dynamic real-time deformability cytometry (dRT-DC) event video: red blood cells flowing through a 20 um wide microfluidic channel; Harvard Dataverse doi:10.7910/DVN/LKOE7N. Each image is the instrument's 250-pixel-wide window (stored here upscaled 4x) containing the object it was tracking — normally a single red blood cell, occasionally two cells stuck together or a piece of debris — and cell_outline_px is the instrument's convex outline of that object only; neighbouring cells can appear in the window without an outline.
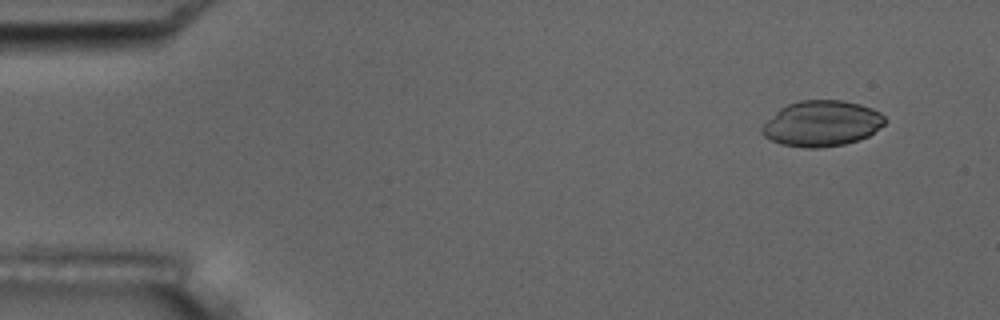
{"species": "common noctule bat (a hibernating species)", "species_latin": "Nyctalus noctula", "temperature_condition": "room temperature", "stored_images_in_passage": 5, "camera_frame_rate_fps": 3000, "um_per_image_px": 0.085, "animal": {"sex": "male", "body_mass_g": 17.5, "forearm_length_mm": 52.3}, "frame": {"image": 1, "passage_image": 2, "time_ms": 1.333, "image_size_px": [1000, 320], "cell_outline_px": [[888, 120], [884, 124], [868, 136], [860, 140], [844, 144], [820, 148], [804, 148], [780, 144], [764, 136], [760, 132], [760, 128], [780, 108], [788, 104], [800, 100], [844, 100], [860, 104], [872, 108], [880, 112]], "centroid_in_image_um": [69.87, 10.5], "position_along_channel_um": 15.1, "area_um2": 32.89}}